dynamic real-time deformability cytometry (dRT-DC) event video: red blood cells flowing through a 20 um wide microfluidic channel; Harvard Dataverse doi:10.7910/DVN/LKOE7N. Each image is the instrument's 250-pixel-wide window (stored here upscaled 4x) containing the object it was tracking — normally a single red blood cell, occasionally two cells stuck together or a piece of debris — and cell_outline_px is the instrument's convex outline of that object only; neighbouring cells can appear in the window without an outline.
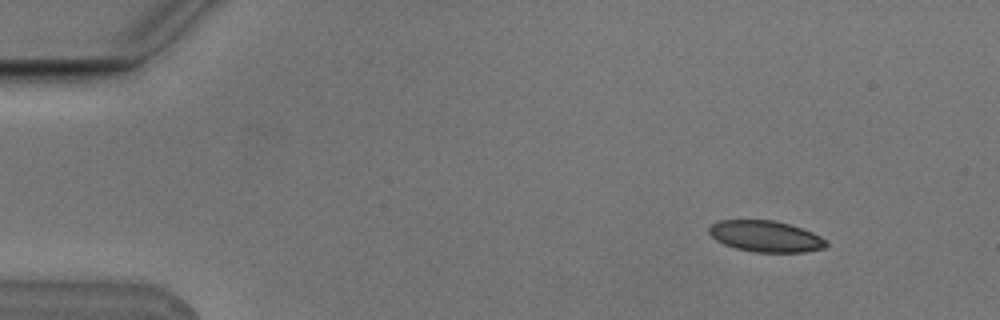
{"species": "Egyptian fruit bat (a non-hibernating species)", "species_latin": "Rousettus aegyptiacus", "temperature_condition": "cold", "stored_images_in_passage": 4, "camera_frame_rate_fps": 3000, "um_per_image_px": 0.085, "animal": {"sex": "male"}, "frame": {"image": 1, "passage_image": 1, "time_ms": 0.0, "image_size_px": [1000, 320], "cell_outline_px": [[828, 244], [824, 248], [804, 252], [752, 252], [736, 248], [724, 244], [716, 240], [708, 232], [708, 228], [712, 224], [720, 220], [772, 220], [788, 224], [812, 232], [828, 240]], "centroid_in_image_um": [65.08, 20.09], "position_along_channel_um": 19.9, "area_um2": 21.27}}
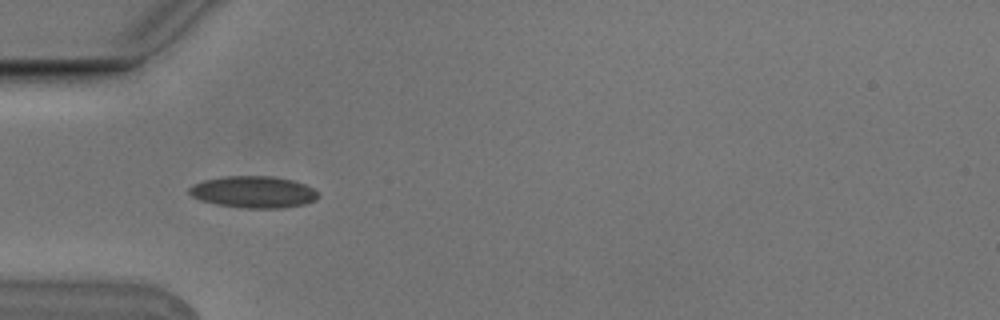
{"frame": {"image": 2, "passage_image": 4, "time_ms": 1.0, "image_size_px": [1000, 320], "cell_outline_px": [[320, 196], [316, 200], [304, 204], [284, 208], [240, 208], [216, 204], [200, 200], [192, 196], [188, 192], [188, 188], [192, 184], [204, 180], [228, 176], [272, 176], [292, 180], [304, 184], [312, 188]], "centroid_in_image_um": [21.53, 16.32], "position_along_channel_um": 63.5, "area_um2": 23.93}}